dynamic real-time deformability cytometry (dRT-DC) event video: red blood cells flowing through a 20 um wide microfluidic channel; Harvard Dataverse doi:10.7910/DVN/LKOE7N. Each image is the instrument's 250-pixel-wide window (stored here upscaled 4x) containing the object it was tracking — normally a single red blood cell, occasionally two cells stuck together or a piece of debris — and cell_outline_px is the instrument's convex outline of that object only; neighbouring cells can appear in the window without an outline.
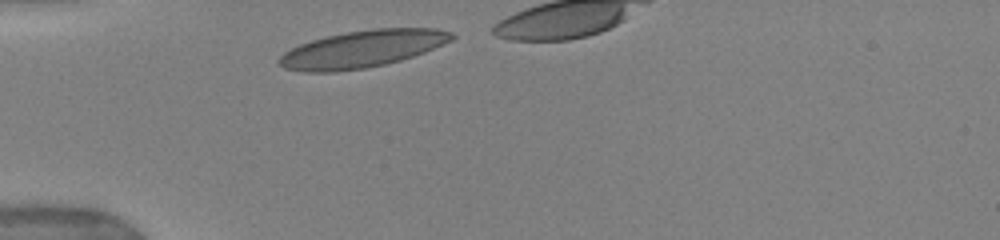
{"species": "human", "species_latin": "Homo sapiens", "temperature_condition": "warm", "stored_images_in_passage": 24, "camera_frame_rate_fps": 3000, "um_per_image_px": 0.085, "donor": {"sex": "female"}, "frame": {"image": 1, "passage_image": 1, "time_ms": 0.0, "image_size_px": [1000, 240], "cell_outline_px": [[456, 36], [452, 40], [424, 52], [400, 60], [384, 64], [364, 68], [336, 72], [304, 72], [284, 68], [276, 64], [276, 60], [284, 52], [300, 44], [312, 40], [328, 36], [348, 32], [372, 28], [436, 28], [452, 32]], "centroid_in_image_um": [30.77, 4.17], "position_along_channel_um": 54.2, "area_um2": 37.22}}
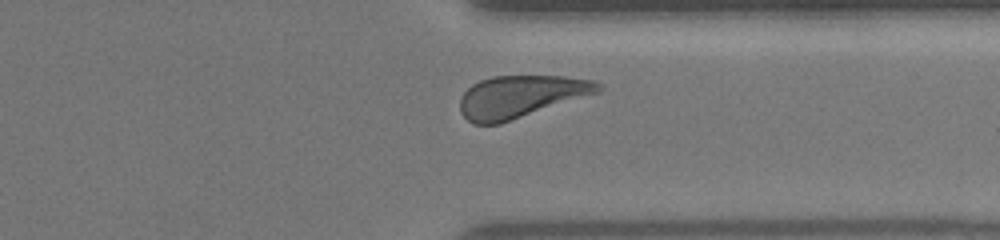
{"frame": {"image": 2, "passage_image": 21, "time_ms": 8.333, "image_size_px": [1000, 240], "cell_outline_px": [[600, 92], [500, 124], [472, 124], [460, 112], [460, 96], [472, 84], [480, 80], [492, 76], [564, 76], [592, 80], [600, 84]], "centroid_in_image_um": [44.23, 8.21], "position_along_channel_um": 367.2, "area_um2": 33.99}}